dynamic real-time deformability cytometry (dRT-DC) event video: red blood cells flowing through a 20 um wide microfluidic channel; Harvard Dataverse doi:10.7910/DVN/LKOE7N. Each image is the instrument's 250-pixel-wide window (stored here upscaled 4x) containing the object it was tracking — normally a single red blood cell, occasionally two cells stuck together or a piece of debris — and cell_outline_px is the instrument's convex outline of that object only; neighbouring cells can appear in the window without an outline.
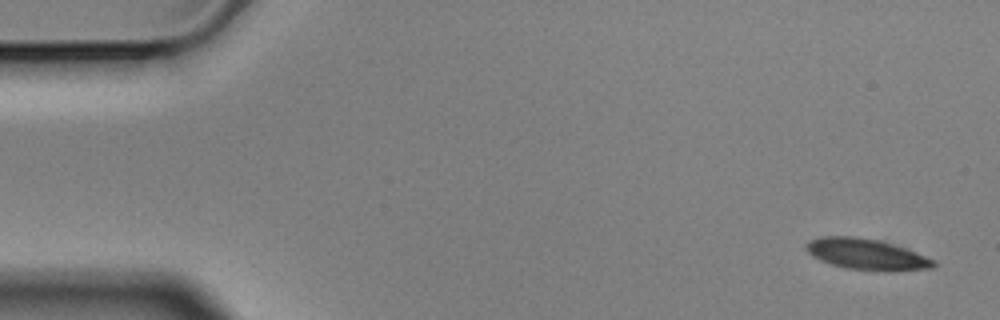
{"species": "Egyptian fruit bat (a non-hibernating species)", "species_latin": "Rousettus aegyptiacus", "temperature_condition": "cold", "stored_images_in_passage": 4, "camera_frame_rate_fps": 3000, "um_per_image_px": 0.085, "animal": {"sex": "male"}, "frame": {"image": 1, "passage_image": 1, "time_ms": 0.0, "image_size_px": [1000, 320], "cell_outline_px": [[936, 264], [932, 268], [884, 272], [848, 268], [832, 264], [820, 260], [812, 256], [804, 248], [804, 244], [820, 236], [856, 236], [876, 240], [892, 244], [916, 252], [936, 260]], "centroid_in_image_um": [73.65, 21.62], "position_along_channel_um": 11.4, "area_um2": 23.0}}
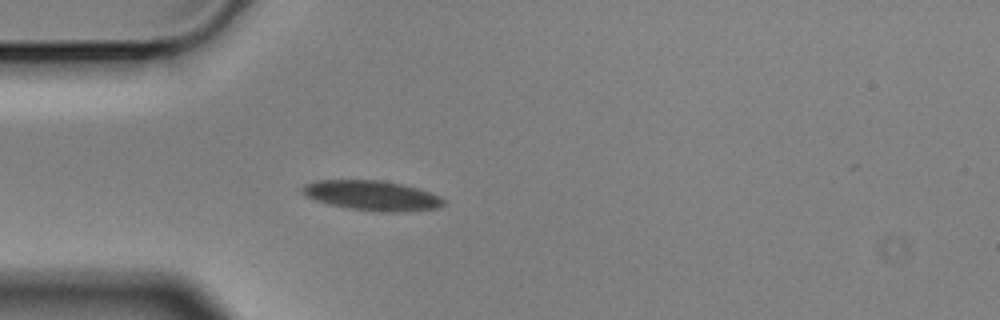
{"frame": {"image": 2, "passage_image": 4, "time_ms": 1.0, "image_size_px": [1000, 320], "cell_outline_px": [[444, 204], [440, 208], [404, 212], [380, 212], [348, 208], [328, 204], [316, 200], [300, 192], [300, 188], [304, 184], [316, 180], [380, 180], [400, 184], [416, 188], [440, 196], [444, 200]], "centroid_in_image_um": [31.6, 16.63], "position_along_channel_um": 53.4, "area_um2": 24.62}}